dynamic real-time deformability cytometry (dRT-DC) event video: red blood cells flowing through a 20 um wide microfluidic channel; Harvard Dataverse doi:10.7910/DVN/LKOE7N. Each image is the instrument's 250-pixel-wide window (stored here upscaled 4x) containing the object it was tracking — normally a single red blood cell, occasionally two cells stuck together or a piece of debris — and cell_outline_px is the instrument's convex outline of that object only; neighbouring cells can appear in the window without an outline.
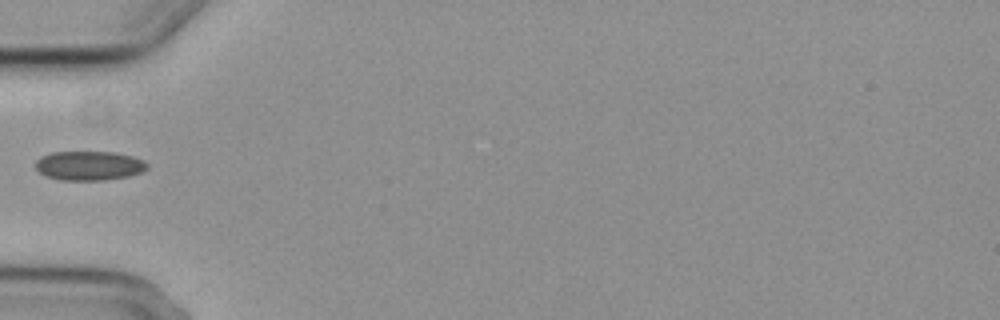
{"species": "common noctule bat (a hibernating species)", "species_latin": "Nyctalus noctula", "temperature_condition": "cold", "stored_images_in_passage": 6, "camera_frame_rate_fps": 3000, "um_per_image_px": 0.085, "animal": {"sex": "female", "body_mass_g": 29.2, "forearm_length_mm": 56.3}, "frame": {"image": 1, "passage_image": 5, "time_ms": 5.333, "image_size_px": [1000, 320], "cell_outline_px": [[148, 168], [144, 172], [128, 176], [104, 180], [60, 180], [44, 176], [36, 168], [36, 160], [40, 156], [52, 152], [116, 152], [132, 156], [144, 160], [148, 164]], "centroid_in_image_um": [7.59, 14.08], "position_along_channel_um": 77.4, "area_um2": 19.25}}
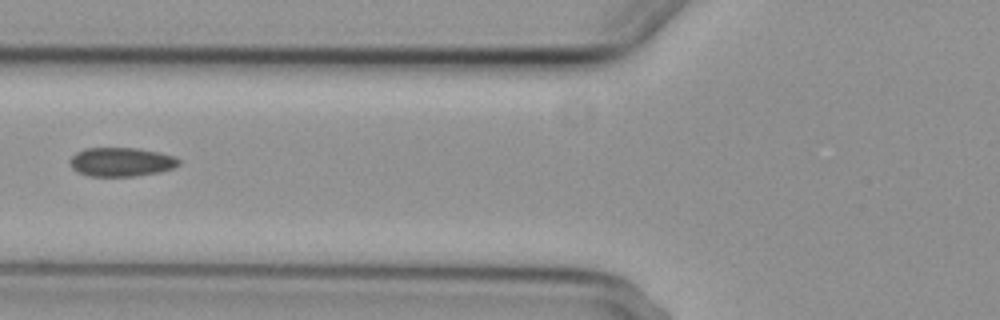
{"frame": {"image": 2, "passage_image": 6, "time_ms": 6.333, "image_size_px": [1000, 320], "cell_outline_px": [[180, 164], [172, 168], [160, 172], [136, 176], [88, 176], [76, 172], [72, 168], [68, 160], [76, 152], [84, 148], [136, 148], [160, 152], [172, 156], [180, 160]], "centroid_in_image_um": [10.27, 13.77], "position_along_channel_um": 115.5, "area_um2": 18.5}}